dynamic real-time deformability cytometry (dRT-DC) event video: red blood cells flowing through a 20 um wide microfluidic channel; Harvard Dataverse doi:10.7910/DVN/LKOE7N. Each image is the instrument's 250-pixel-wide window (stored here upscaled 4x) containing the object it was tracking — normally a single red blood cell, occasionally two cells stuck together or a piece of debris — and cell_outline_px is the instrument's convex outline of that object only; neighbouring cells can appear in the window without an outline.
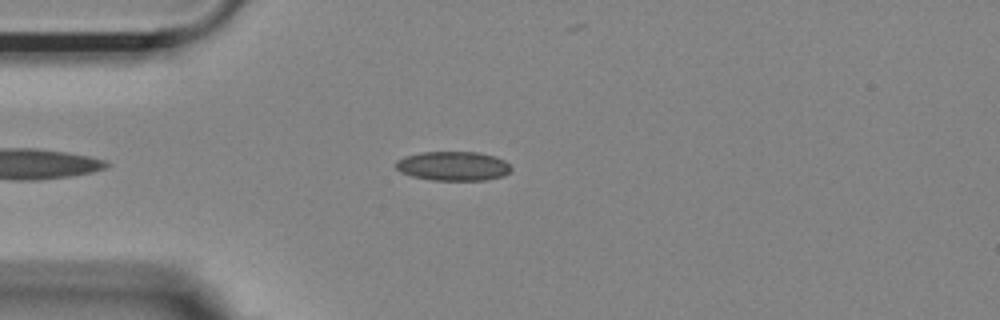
{"species": "Egyptian fruit bat (a non-hibernating species)", "species_latin": "Rousettus aegyptiacus", "temperature_condition": "room temperature", "stored_images_in_passage": 23, "camera_frame_rate_fps": 3000, "um_per_image_px": 0.085, "animal": {"sex": "female"}, "frame": {"image": 1, "passage_image": 4, "time_ms": 1.0, "image_size_px": [1000, 320], "cell_outline_px": [[512, 168], [504, 176], [488, 180], [432, 180], [412, 176], [400, 172], [396, 168], [396, 160], [404, 156], [420, 152], [476, 152], [492, 156], [504, 160]], "centroid_in_image_um": [38.49, 14.12], "position_along_channel_um": 46.5, "area_um2": 19.65}}
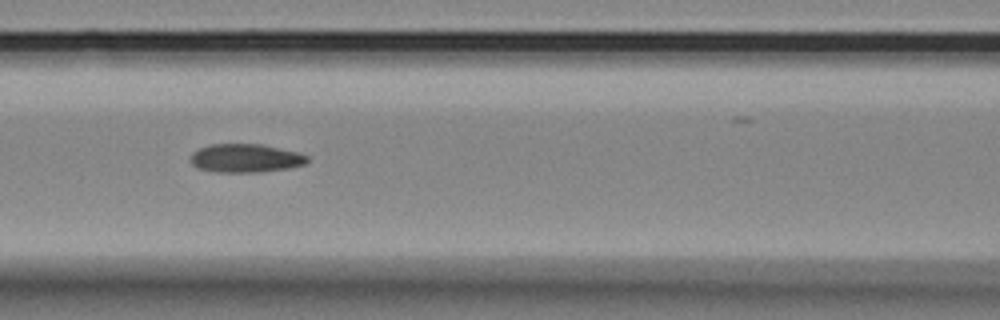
{"frame": {"image": 2, "passage_image": 13, "time_ms": 4.0, "image_size_px": [1000, 320], "cell_outline_px": [[308, 160], [304, 164], [288, 168], [260, 172], [216, 172], [196, 168], [192, 164], [192, 152], [208, 144], [264, 144], [296, 152], [308, 156]], "centroid_in_image_um": [20.85, 13.44], "position_along_channel_um": 145.7, "area_um2": 19.36}}
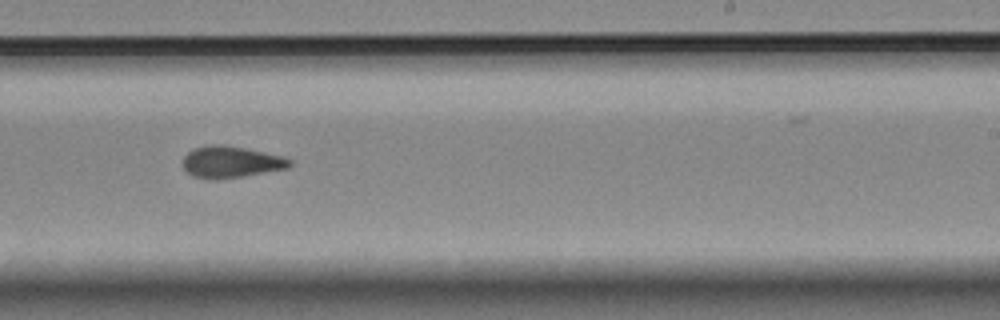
{"frame": {"image": 3, "passage_image": 23, "time_ms": 7.333, "image_size_px": [1000, 320], "cell_outline_px": [[292, 164], [288, 168], [216, 180], [212, 180], [192, 176], [184, 168], [184, 156], [192, 148], [208, 144], [220, 144], [244, 148], [280, 156], [292, 160]], "centroid_in_image_um": [19.58, 13.76], "position_along_channel_um": 269.4, "area_um2": 19.48}}